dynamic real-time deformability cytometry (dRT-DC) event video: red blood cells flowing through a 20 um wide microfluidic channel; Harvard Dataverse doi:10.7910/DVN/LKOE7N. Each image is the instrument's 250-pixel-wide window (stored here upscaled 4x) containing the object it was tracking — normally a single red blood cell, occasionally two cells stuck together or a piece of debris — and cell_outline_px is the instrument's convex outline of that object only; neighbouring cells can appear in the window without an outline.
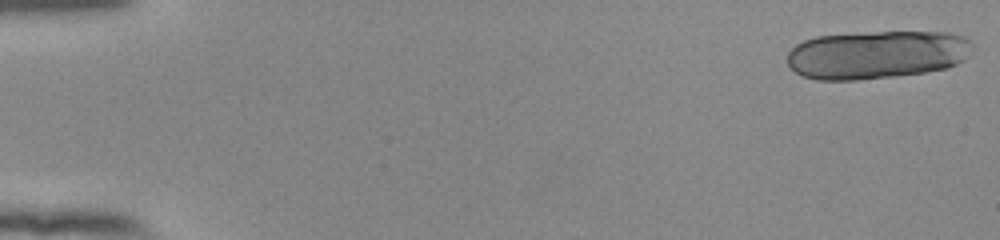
{"species": "human", "species_latin": "Homo sapiens", "temperature_condition": "room temperature", "stored_images_in_passage": 20, "camera_frame_rate_fps": 3000, "um_per_image_px": 0.085, "donor": {"sex": "female"}, "frame": {"image": 1, "passage_image": 1, "time_ms": 0.0, "image_size_px": [1000, 240], "cell_outline_px": [[972, 48], [964, 60], [948, 68], [924, 72], [896, 76], [856, 80], [816, 80], [804, 76], [796, 72], [788, 64], [788, 52], [796, 44], [804, 40], [816, 36], [872, 32], [948, 32], [964, 36], [972, 44]], "centroid_in_image_um": [74.53, 4.64], "position_along_channel_um": 10.5, "area_um2": 52.19}}